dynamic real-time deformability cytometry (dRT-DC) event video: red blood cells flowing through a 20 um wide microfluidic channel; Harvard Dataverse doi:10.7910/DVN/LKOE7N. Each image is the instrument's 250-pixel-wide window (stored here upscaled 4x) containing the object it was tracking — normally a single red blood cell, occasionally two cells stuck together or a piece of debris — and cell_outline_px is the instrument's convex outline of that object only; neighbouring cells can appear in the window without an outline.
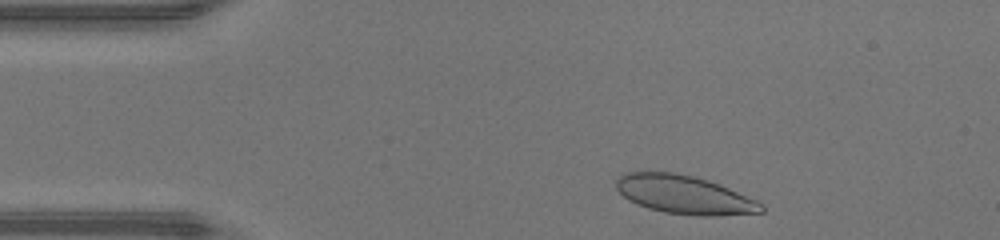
{"species": "human", "species_latin": "Homo sapiens", "temperature_condition": "warm", "stored_images_in_passage": 36, "camera_frame_rate_fps": 3000, "um_per_image_px": 0.085, "donor": {"sex": "male"}, "frame": {"image": 1, "passage_image": 3, "time_ms": 0.667, "image_size_px": [1000, 240], "cell_outline_px": [[764, 212], [716, 216], [696, 216], [664, 212], [648, 208], [636, 204], [628, 200], [616, 188], [616, 180], [620, 176], [628, 172], [672, 172], [692, 176], [708, 180], [720, 184], [756, 200], [764, 204]], "centroid_in_image_um": [58.18, 16.56], "position_along_channel_um": 26.8, "area_um2": 32.54}}
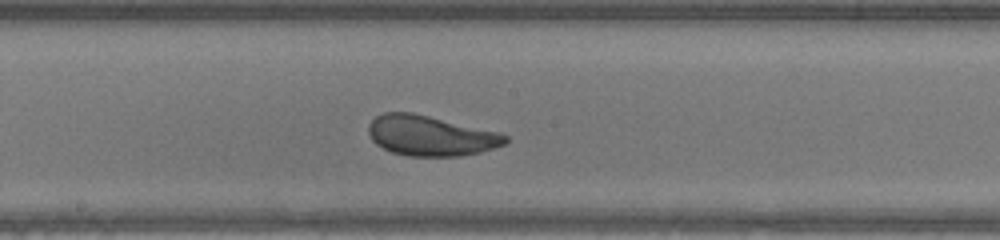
{"frame": {"image": 2, "passage_image": 20, "time_ms": 6.333, "image_size_px": [1000, 240], "cell_outline_px": [[508, 140], [504, 144], [480, 152], [460, 156], [408, 156], [392, 152], [376, 144], [372, 140], [368, 132], [368, 124], [376, 116], [384, 112], [412, 112], [500, 132], [508, 136]], "centroid_in_image_um": [36.58, 11.53], "position_along_channel_um": 211.6, "area_um2": 32.08}}
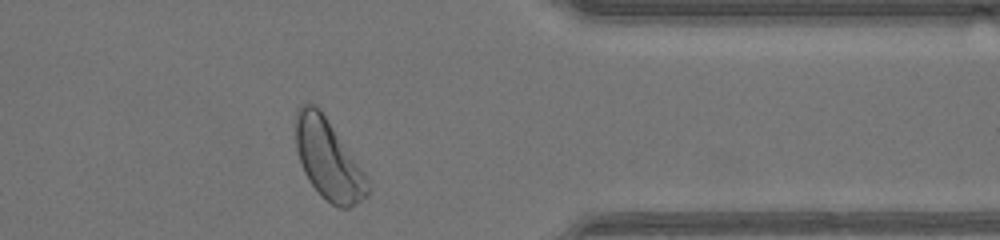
{"frame": {"image": 3, "passage_image": 33, "time_ms": 10.667, "image_size_px": [1000, 240], "cell_outline_px": [[372, 188], [368, 196], [348, 208], [340, 208], [332, 204], [308, 180], [304, 172], [296, 148], [296, 108], [300, 104], [308, 100], [316, 104], [320, 108], [364, 172]], "centroid_in_image_um": [27.9, 13.5], "position_along_channel_um": 383.5, "area_um2": 33.47}, "authors_computed_cell_mechanics": {"area_um2": 32.5703, "velocity_mm_per_s": 4.3443, "shape_relaxation_time_tau1_ms": 2.6969, "shape_relaxation_time_tau2_ms": null, "deformation_change_tau1": 0.1559, "deformation_change_tau2": null}}